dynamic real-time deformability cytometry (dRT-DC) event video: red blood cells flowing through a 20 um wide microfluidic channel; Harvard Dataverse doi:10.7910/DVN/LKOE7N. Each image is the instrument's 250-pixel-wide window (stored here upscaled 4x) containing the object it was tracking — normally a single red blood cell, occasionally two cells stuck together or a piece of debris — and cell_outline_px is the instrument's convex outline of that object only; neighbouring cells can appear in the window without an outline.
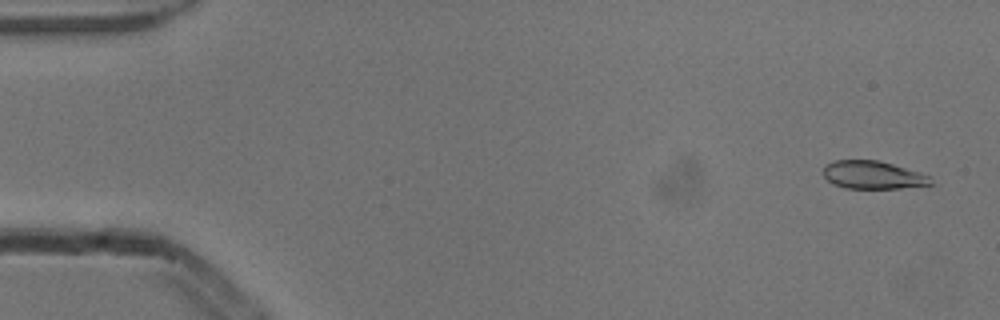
{"species": "common noctule bat (a hibernating species)", "species_latin": "Nyctalus noctula", "temperature_condition": "cold", "stored_images_in_passage": 54, "camera_frame_rate_fps": 3000, "um_per_image_px": 0.085, "animal": {"sex": "male", "body_mass_g": 13.3}, "frame": {"image": 1, "passage_image": 3, "time_ms": 0.667, "image_size_px": [1000, 320], "cell_outline_px": [[932, 184], [900, 188], [844, 188], [832, 184], [824, 176], [824, 164], [836, 160], [876, 160], [892, 164], [920, 172], [932, 176]], "centroid_in_image_um": [74.19, 14.87], "position_along_channel_um": 10.8, "area_um2": 17.51}}
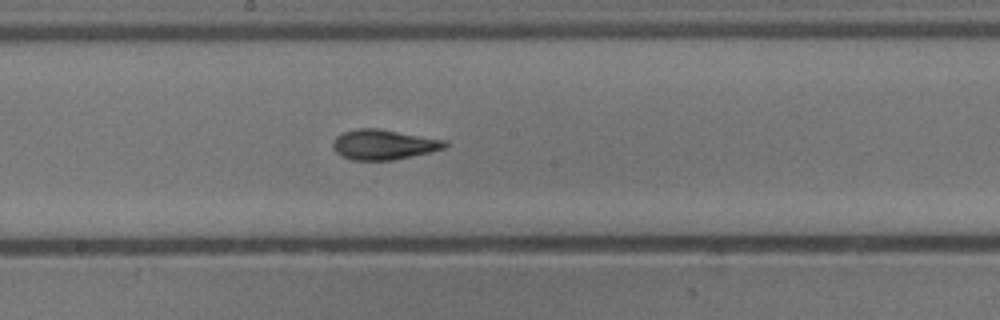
{"frame": {"image": 2, "passage_image": 29, "time_ms": 9.333, "image_size_px": [1000, 320], "cell_outline_px": [[448, 144], [444, 148], [432, 152], [392, 160], [352, 160], [340, 156], [332, 148], [332, 144], [336, 136], [344, 132], [356, 128], [376, 128], [448, 140]], "centroid_in_image_um": [32.61, 12.29], "position_along_channel_um": 215.6, "area_um2": 19.77}}
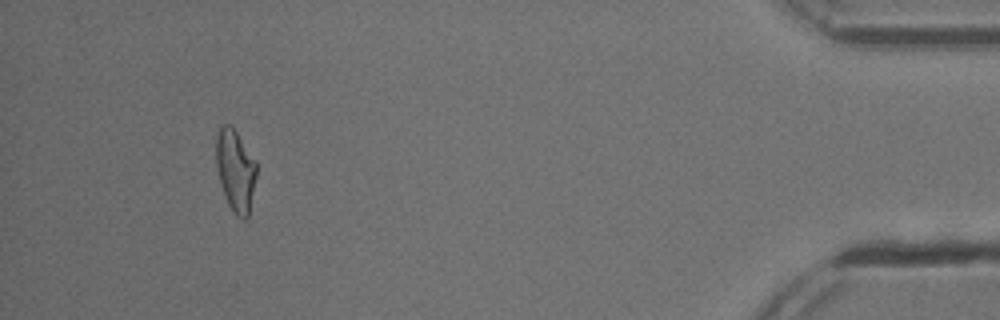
{"frame": {"image": 3, "passage_image": 50, "time_ms": 16.333, "image_size_px": [1000, 320], "cell_outline_px": [[256, 176], [248, 216], [244, 220], [236, 216], [228, 204], [224, 196], [216, 168], [216, 132], [224, 124], [232, 124], [256, 160]], "centroid_in_image_um": [20.0, 14.45], "position_along_channel_um": 415.2, "area_um2": 19.48}, "authors_computed_cell_mechanics": {"area_um2": 19.1318, "velocity_mm_per_s": 3.8617, "shape_relaxation_time_tau1_ms": 3.1735, "shape_relaxation_time_tau2_ms": 1.4169, "deformation_change_tau1": 0.1509, "deformation_change_tau2": 0.0853}}